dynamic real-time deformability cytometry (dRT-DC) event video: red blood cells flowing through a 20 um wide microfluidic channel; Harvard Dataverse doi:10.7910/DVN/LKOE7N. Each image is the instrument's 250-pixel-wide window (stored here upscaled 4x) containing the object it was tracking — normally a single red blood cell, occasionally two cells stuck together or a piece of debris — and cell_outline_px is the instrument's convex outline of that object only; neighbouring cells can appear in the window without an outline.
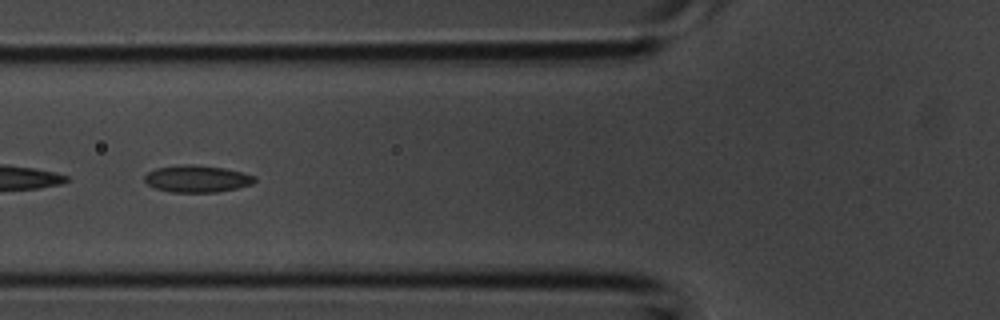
{"species": "common noctule bat (a hibernating species)", "species_latin": "Nyctalus noctula", "temperature_condition": "room temperature", "stored_images_in_passage": 4, "camera_frame_rate_fps": 3000, "um_per_image_px": 0.085, "animal": {"sex": "male", "body_mass_g": 20.1, "forearm_length_mm": 53.5}, "frame": {"image": 1, "passage_image": 4, "time_ms": 1.0, "image_size_px": [1000, 320], "cell_outline_px": [[256, 180], [252, 184], [236, 188], [216, 192], [172, 192], [156, 188], [148, 184], [144, 180], [144, 176], [148, 172], [156, 168], [184, 164], [196, 164], [224, 168], [256, 176]], "centroid_in_image_um": [16.74, 15.19], "position_along_channel_um": 109.1, "area_um2": 17.22}}